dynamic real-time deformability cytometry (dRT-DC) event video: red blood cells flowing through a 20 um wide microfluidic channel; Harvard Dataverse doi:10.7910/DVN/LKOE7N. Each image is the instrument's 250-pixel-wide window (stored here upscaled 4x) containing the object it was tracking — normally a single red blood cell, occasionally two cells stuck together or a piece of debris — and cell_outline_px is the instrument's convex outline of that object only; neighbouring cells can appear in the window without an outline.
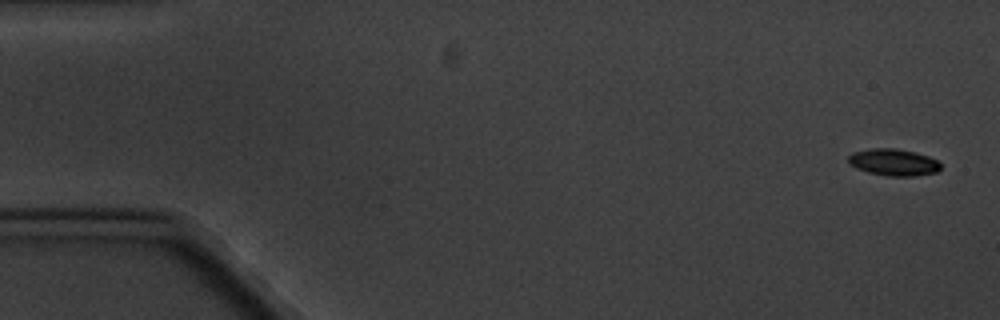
{"species": "common noctule bat (a hibernating species)", "species_latin": "Nyctalus noctula", "temperature_condition": "cold", "stored_images_in_passage": 7, "camera_frame_rate_fps": 3000, "um_per_image_px": 0.085, "animal": {"sex": "male", "body_mass_g": 20.1, "forearm_length_mm": 53.5}, "frame": {"image": 1, "passage_image": 1, "time_ms": 0.0, "image_size_px": [1000, 320], "cell_outline_px": [[940, 168], [936, 172], [916, 176], [888, 176], [868, 172], [856, 168], [848, 164], [848, 156], [852, 152], [872, 148], [896, 148], [916, 152], [928, 156], [936, 160], [940, 164]], "centroid_in_image_um": [75.92, 13.79], "position_along_channel_um": 9.1, "area_um2": 14.51}}
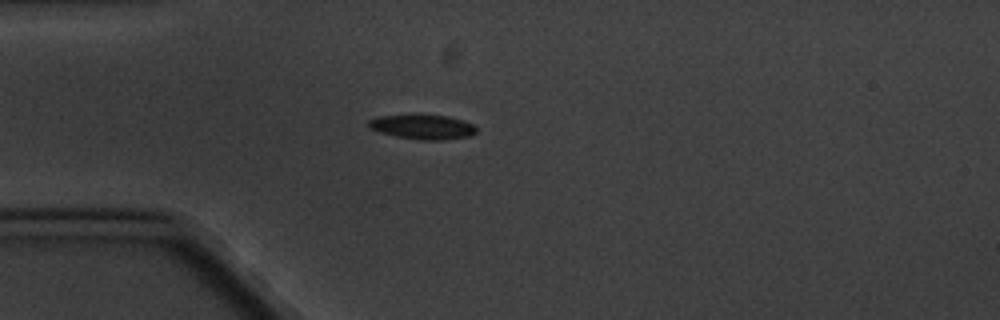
{"frame": {"image": 2, "passage_image": 5, "time_ms": 4.667, "image_size_px": [1000, 320], "cell_outline_px": [[476, 132], [472, 136], [440, 140], [420, 140], [396, 136], [380, 132], [372, 128], [368, 124], [368, 120], [376, 116], [416, 112], [448, 116], [464, 120], [472, 124], [476, 128]], "centroid_in_image_um": [35.91, 10.74], "position_along_channel_um": 49.1, "area_um2": 16.13}}